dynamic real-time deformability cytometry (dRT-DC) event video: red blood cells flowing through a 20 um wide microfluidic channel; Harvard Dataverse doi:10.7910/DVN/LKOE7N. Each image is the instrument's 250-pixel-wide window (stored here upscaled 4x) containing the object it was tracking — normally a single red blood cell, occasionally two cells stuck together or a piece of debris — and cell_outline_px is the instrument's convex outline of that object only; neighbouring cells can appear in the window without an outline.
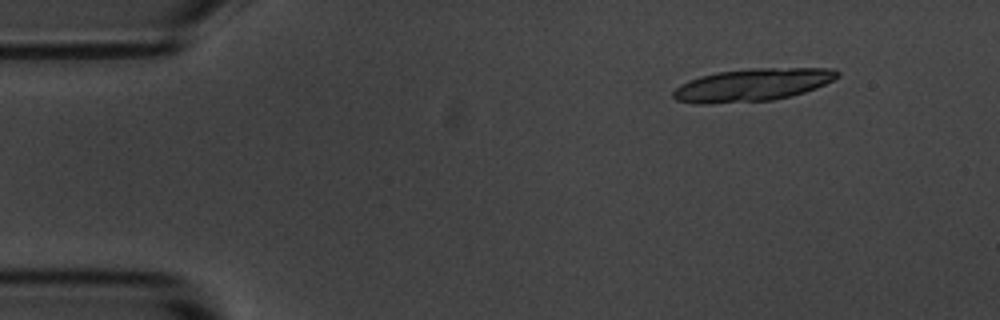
{"species": "common noctule bat (a hibernating species)", "species_latin": "Nyctalus noctula", "temperature_condition": "room temperature", "stored_images_in_passage": 3, "camera_frame_rate_fps": 3000, "um_per_image_px": 0.085, "animal": {"sex": "male", "body_mass_g": 20.1, "forearm_length_mm": 53.5}, "frame": {"image": 1, "passage_image": 1, "time_ms": 0.0, "image_size_px": [1000, 320], "cell_outline_px": [[840, 76], [816, 88], [792, 96], [772, 100], [708, 104], [692, 104], [676, 100], [672, 96], [672, 92], [680, 84], [688, 80], [700, 76], [720, 72], [752, 68], [828, 68], [840, 72]], "centroid_in_image_um": [63.92, 7.22], "position_along_channel_um": 21.1, "area_um2": 31.27}}